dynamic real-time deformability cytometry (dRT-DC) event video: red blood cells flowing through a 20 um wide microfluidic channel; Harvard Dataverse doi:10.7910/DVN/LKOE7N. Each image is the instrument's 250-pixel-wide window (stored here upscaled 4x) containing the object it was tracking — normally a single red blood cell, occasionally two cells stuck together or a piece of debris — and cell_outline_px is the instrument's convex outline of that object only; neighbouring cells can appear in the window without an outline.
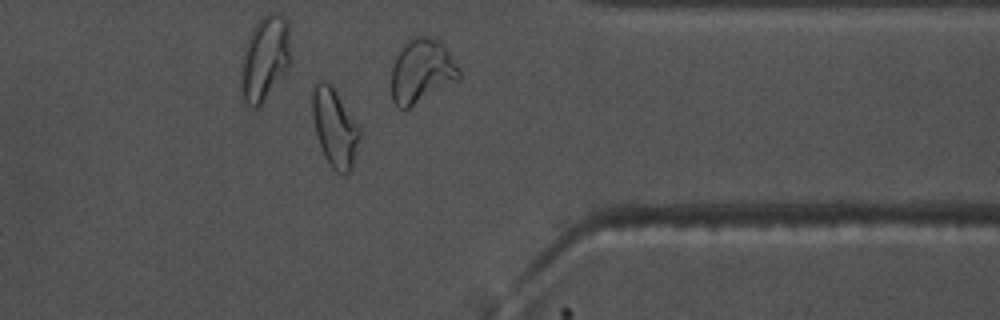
{"species": "common noctule bat (a hibernating species)", "species_latin": "Nyctalus noctula", "temperature_condition": "warm", "stored_images_in_passage": 39, "camera_frame_rate_fps": 3000, "um_per_image_px": 0.085, "animal": {"sex": "male", "body_mass_g": 17.5, "forearm_length_mm": 52.3}, "frame": {"image": 1, "passage_image": 28, "time_ms": 9.0, "image_size_px": [1000, 320], "cell_outline_px": [[360, 136], [352, 168], [344, 176], [336, 172], [332, 168], [324, 156], [316, 132], [312, 116], [312, 84], [316, 80], [324, 80], [332, 84], [360, 128]], "centroid_in_image_um": [28.43, 10.81], "position_along_channel_um": 383.0, "area_um2": 21.79}, "authors_computed_cell_mechanics": {"area_um2": 17.918, "velocity_mm_per_s": 3.7327, "shape_relaxation_time_tau1_ms": 3.5366, "shape_relaxation_time_tau2_ms": 1.2969, "deformation_change_tau1": 0.1298, "deformation_change_tau2": 0.0761}}